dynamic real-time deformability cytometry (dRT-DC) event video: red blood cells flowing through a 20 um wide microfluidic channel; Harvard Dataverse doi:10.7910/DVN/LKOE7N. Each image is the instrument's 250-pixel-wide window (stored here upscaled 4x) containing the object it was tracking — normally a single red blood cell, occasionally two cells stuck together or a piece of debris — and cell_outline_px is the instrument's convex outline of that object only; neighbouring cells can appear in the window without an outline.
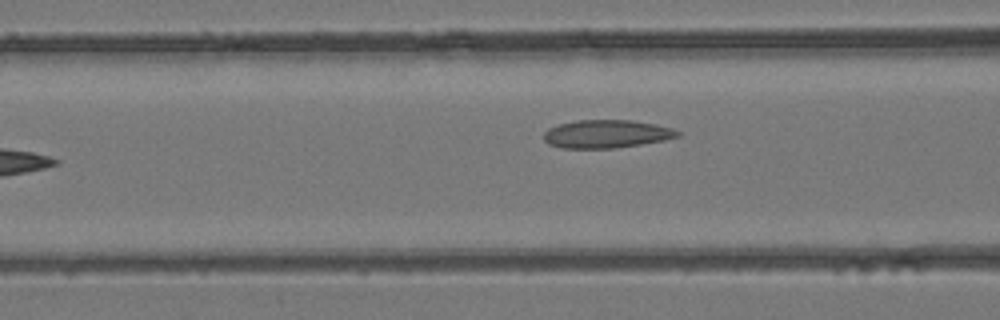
{"species": "common noctule bat (a hibernating species)", "species_latin": "Nyctalus noctula", "temperature_condition": "room temperature", "stored_images_in_passage": 6, "camera_frame_rate_fps": 3000, "um_per_image_px": 0.085, "animal": {"sex": "female", "body_mass_g": 24.6, "forearm_length_mm": 56.2}, "frame": {"image": 1, "passage_image": 6, "time_ms": 1.667, "image_size_px": [1000, 320], "cell_outline_px": [[680, 136], [664, 140], [640, 144], [612, 148], [560, 148], [548, 144], [544, 140], [544, 132], [548, 128], [560, 124], [576, 120], [632, 120], [656, 124], [672, 128], [680, 132]], "centroid_in_image_um": [51.54, 11.38], "position_along_channel_um": 115.1, "area_um2": 21.91}}